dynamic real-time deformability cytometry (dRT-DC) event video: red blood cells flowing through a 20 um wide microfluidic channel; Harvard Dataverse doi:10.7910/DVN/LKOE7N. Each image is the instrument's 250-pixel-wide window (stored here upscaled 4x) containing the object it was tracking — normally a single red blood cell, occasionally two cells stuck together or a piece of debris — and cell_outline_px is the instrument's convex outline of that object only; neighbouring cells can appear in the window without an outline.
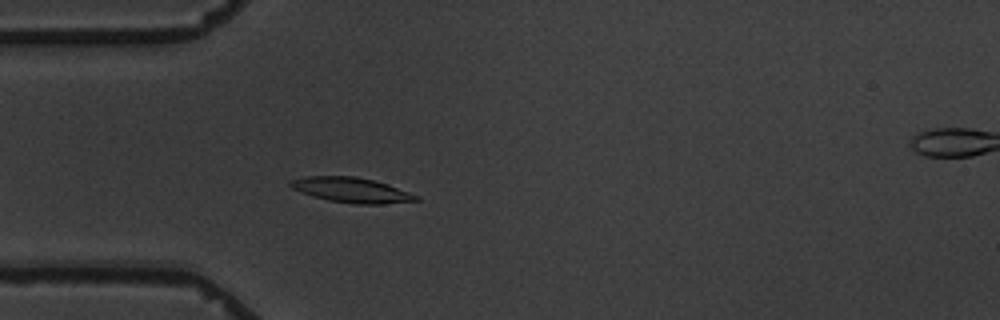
{"species": "common noctule bat (a hibernating species)", "species_latin": "Nyctalus noctula", "temperature_condition": "warm", "stored_images_in_passage": 6, "camera_frame_rate_fps": 3000, "um_per_image_px": 0.085, "animal": {"sex": "male", "body_mass_g": 19.5, "forearm_length_mm": 54.6}, "frame": {"image": 1, "passage_image": 5, "time_ms": 4.667, "image_size_px": [1000, 320], "cell_outline_px": [[420, 200], [380, 204], [352, 204], [328, 200], [312, 196], [300, 192], [292, 188], [288, 184], [288, 180], [304, 176], [356, 176], [388, 184], [420, 196]], "centroid_in_image_um": [29.84, 16.15], "position_along_channel_um": 55.2, "area_um2": 18.5}}